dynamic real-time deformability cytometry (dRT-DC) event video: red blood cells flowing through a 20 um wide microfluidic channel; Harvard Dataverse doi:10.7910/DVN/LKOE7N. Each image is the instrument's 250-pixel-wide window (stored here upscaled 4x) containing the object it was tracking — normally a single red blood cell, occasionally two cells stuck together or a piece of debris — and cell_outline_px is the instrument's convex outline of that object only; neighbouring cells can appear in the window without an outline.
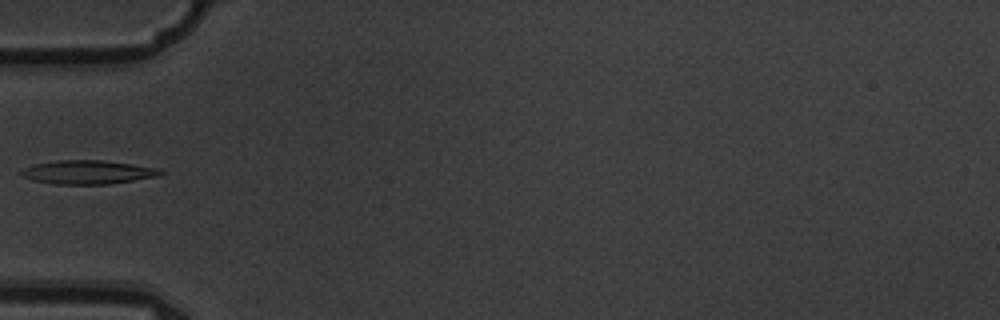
{"species": "common noctule bat (a hibernating species)", "species_latin": "Nyctalus noctula", "temperature_condition": "warm", "stored_images_in_passage": 6, "camera_frame_rate_fps": 3000, "um_per_image_px": 0.085, "animal": {"sex": "male", "body_mass_g": 19.5, "forearm_length_mm": 54.6}, "frame": {"image": 1, "passage_image": 6, "time_ms": 1.667, "image_size_px": [1000, 320], "cell_outline_px": [[164, 172], [160, 176], [112, 184], [56, 184], [32, 180], [24, 176], [20, 172], [24, 168], [32, 164], [56, 160], [100, 160], [132, 164], [160, 168]], "centroid_in_image_um": [7.5, 14.63], "position_along_channel_um": 77.5, "area_um2": 19.36}}